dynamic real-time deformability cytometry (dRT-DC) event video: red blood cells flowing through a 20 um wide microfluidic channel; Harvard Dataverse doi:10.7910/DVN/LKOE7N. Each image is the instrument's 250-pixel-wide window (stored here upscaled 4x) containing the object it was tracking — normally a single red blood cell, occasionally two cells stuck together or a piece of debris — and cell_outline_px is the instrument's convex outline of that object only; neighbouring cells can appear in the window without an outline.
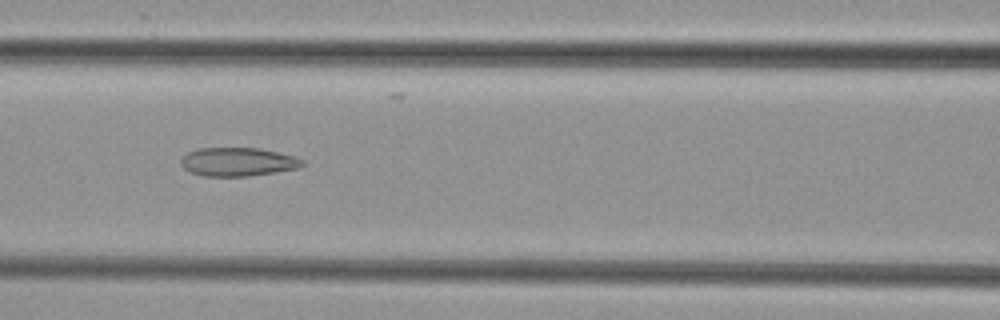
{"species": "common noctule bat (a hibernating species)", "species_latin": "Nyctalus noctula", "temperature_condition": "cold", "stored_images_in_passage": 8, "camera_frame_rate_fps": 3000, "um_per_image_px": 0.085, "animal": {"sex": "female", "body_mass_g": 29.2, "forearm_length_mm": 56.3}, "frame": {"image": 1, "passage_image": 7, "time_ms": 7.0, "image_size_px": [1000, 320], "cell_outline_px": [[304, 164], [296, 168], [276, 172], [248, 176], [204, 176], [188, 172], [180, 164], [180, 160], [188, 152], [200, 148], [260, 148], [296, 156], [304, 160]], "centroid_in_image_um": [20.21, 13.76], "position_along_channel_um": 146.4, "area_um2": 20.29}}
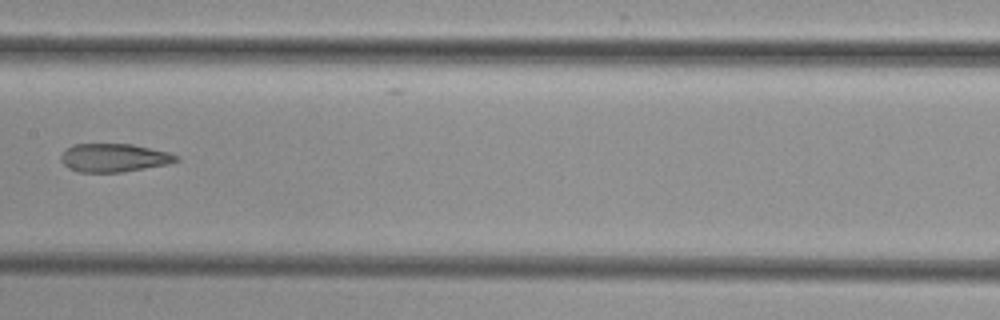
{"frame": {"image": 2, "passage_image": 8, "time_ms": 8.333, "image_size_px": [1000, 320], "cell_outline_px": [[180, 160], [168, 164], [124, 172], [80, 172], [68, 168], [60, 160], [60, 156], [72, 144], [132, 144], [168, 152], [180, 156]], "centroid_in_image_um": [9.71, 13.41], "position_along_channel_um": 197.7, "area_um2": 19.07}}